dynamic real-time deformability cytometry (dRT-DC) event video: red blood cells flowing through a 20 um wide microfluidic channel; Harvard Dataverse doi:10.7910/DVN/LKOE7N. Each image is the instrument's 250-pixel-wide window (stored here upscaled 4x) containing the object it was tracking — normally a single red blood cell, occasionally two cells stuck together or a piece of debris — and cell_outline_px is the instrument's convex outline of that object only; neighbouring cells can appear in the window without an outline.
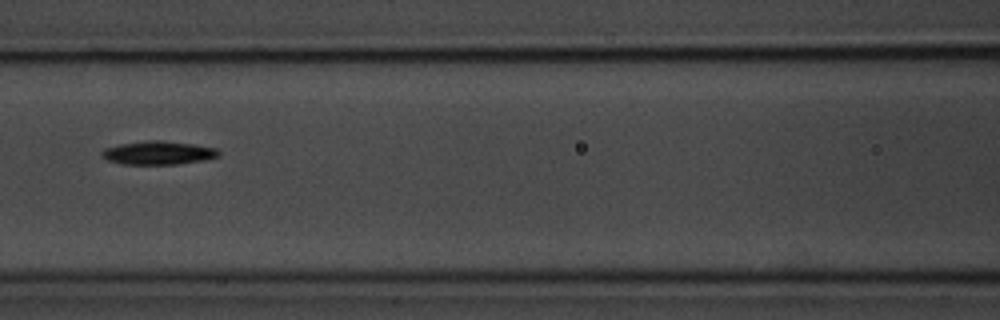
{"species": "common noctule bat (a hibernating species)", "species_latin": "Nyctalus noctula", "temperature_condition": "room temperature", "stored_images_in_passage": 12, "camera_frame_rate_fps": 3000, "um_per_image_px": 0.085, "animal": {"sex": "male", "body_mass_g": 20.1, "forearm_length_mm": 53.5}, "frame": {"image": 1, "passage_image": 4, "time_ms": 1.0, "image_size_px": [1000, 320], "cell_outline_px": [[220, 156], [204, 160], [176, 164], [124, 164], [108, 160], [100, 156], [100, 152], [104, 148], [120, 144], [148, 140], [160, 140], [192, 144], [216, 148], [220, 152]], "centroid_in_image_um": [13.43, 12.99], "position_along_channel_um": 153.2, "area_um2": 15.95}}
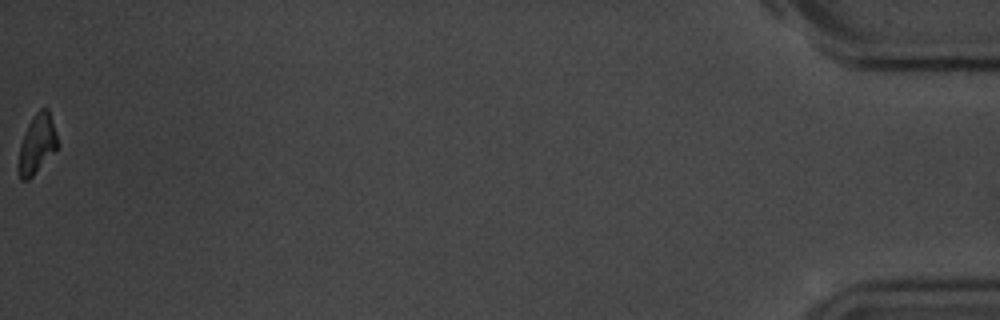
{"frame": {"image": 2, "passage_image": 12, "time_ms": 3.667, "image_size_px": [1000, 320], "cell_outline_px": [[60, 144], [32, 176], [28, 180], [20, 180], [16, 168], [20, 144], [24, 132], [32, 116], [40, 108], [48, 108]], "centroid_in_image_um": [3.11, 12.24], "position_along_channel_um": 432.1, "area_um2": 13.64}}